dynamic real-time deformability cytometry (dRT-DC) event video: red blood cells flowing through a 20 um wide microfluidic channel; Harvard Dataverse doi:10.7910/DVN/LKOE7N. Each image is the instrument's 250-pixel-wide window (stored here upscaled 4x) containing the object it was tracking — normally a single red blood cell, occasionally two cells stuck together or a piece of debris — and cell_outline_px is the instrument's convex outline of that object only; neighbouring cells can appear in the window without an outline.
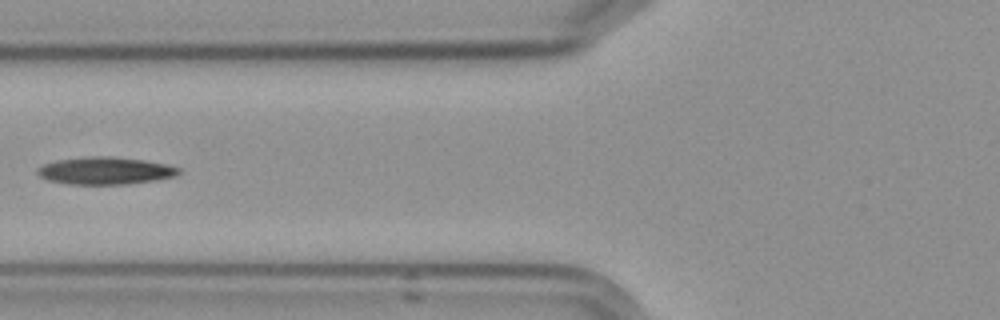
{"species": "Egyptian fruit bat (a non-hibernating species)", "species_latin": "Rousettus aegyptiacus", "temperature_condition": "cold", "stored_images_in_passage": 4, "camera_frame_rate_fps": 3000, "um_per_image_px": 0.085, "frame": {"image": 1, "passage_image": 4, "time_ms": 4.333, "image_size_px": [1000, 320], "cell_outline_px": [[180, 172], [172, 176], [152, 180], [124, 184], [68, 184], [48, 180], [40, 176], [36, 172], [36, 168], [44, 164], [56, 160], [88, 156], [112, 156], [144, 160], [164, 164], [180, 168]], "centroid_in_image_um": [8.87, 14.5], "position_along_channel_um": 116.9, "area_um2": 22.31}}